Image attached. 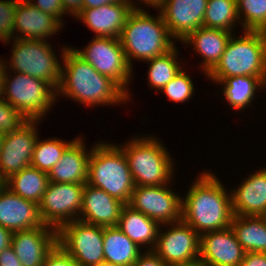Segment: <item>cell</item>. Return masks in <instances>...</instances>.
Masks as SVG:
<instances>
[{
	"label": "cell",
	"mask_w": 266,
	"mask_h": 266,
	"mask_svg": "<svg viewBox=\"0 0 266 266\" xmlns=\"http://www.w3.org/2000/svg\"><path fill=\"white\" fill-rule=\"evenodd\" d=\"M60 51L62 66L57 101L63 96L89 107L128 104L127 94L112 79L97 72L73 48L63 45Z\"/></svg>",
	"instance_id": "obj_1"
},
{
	"label": "cell",
	"mask_w": 266,
	"mask_h": 266,
	"mask_svg": "<svg viewBox=\"0 0 266 266\" xmlns=\"http://www.w3.org/2000/svg\"><path fill=\"white\" fill-rule=\"evenodd\" d=\"M182 198L181 220L199 235L230 227L231 190L211 171H203Z\"/></svg>",
	"instance_id": "obj_2"
},
{
	"label": "cell",
	"mask_w": 266,
	"mask_h": 266,
	"mask_svg": "<svg viewBox=\"0 0 266 266\" xmlns=\"http://www.w3.org/2000/svg\"><path fill=\"white\" fill-rule=\"evenodd\" d=\"M157 15L134 9L123 27L119 39L131 68L133 59L145 62L176 46L159 11Z\"/></svg>",
	"instance_id": "obj_3"
},
{
	"label": "cell",
	"mask_w": 266,
	"mask_h": 266,
	"mask_svg": "<svg viewBox=\"0 0 266 266\" xmlns=\"http://www.w3.org/2000/svg\"><path fill=\"white\" fill-rule=\"evenodd\" d=\"M143 136L138 137L137 134L126 141L124 146L118 145L128 160L135 186L170 184L175 174L174 159L159 138L152 135Z\"/></svg>",
	"instance_id": "obj_4"
},
{
	"label": "cell",
	"mask_w": 266,
	"mask_h": 266,
	"mask_svg": "<svg viewBox=\"0 0 266 266\" xmlns=\"http://www.w3.org/2000/svg\"><path fill=\"white\" fill-rule=\"evenodd\" d=\"M92 146L87 183L128 204L135 184L124 151L113 142L99 141Z\"/></svg>",
	"instance_id": "obj_5"
},
{
	"label": "cell",
	"mask_w": 266,
	"mask_h": 266,
	"mask_svg": "<svg viewBox=\"0 0 266 266\" xmlns=\"http://www.w3.org/2000/svg\"><path fill=\"white\" fill-rule=\"evenodd\" d=\"M231 35L216 66L205 76L218 84L231 76H266V32ZM243 35V36H242Z\"/></svg>",
	"instance_id": "obj_6"
},
{
	"label": "cell",
	"mask_w": 266,
	"mask_h": 266,
	"mask_svg": "<svg viewBox=\"0 0 266 266\" xmlns=\"http://www.w3.org/2000/svg\"><path fill=\"white\" fill-rule=\"evenodd\" d=\"M3 73L1 97L11 104L26 120H40L56 105L57 90L48 82L28 74Z\"/></svg>",
	"instance_id": "obj_7"
},
{
	"label": "cell",
	"mask_w": 266,
	"mask_h": 266,
	"mask_svg": "<svg viewBox=\"0 0 266 266\" xmlns=\"http://www.w3.org/2000/svg\"><path fill=\"white\" fill-rule=\"evenodd\" d=\"M49 41L13 39L11 60L4 61L8 71L28 74L48 82L56 90L61 80V62ZM60 62V63H59ZM8 64V65H7Z\"/></svg>",
	"instance_id": "obj_8"
},
{
	"label": "cell",
	"mask_w": 266,
	"mask_h": 266,
	"mask_svg": "<svg viewBox=\"0 0 266 266\" xmlns=\"http://www.w3.org/2000/svg\"><path fill=\"white\" fill-rule=\"evenodd\" d=\"M72 48L97 72L112 79L127 94L128 102L131 101L128 86L133 80V68L127 61L119 38L93 37L83 50Z\"/></svg>",
	"instance_id": "obj_9"
},
{
	"label": "cell",
	"mask_w": 266,
	"mask_h": 266,
	"mask_svg": "<svg viewBox=\"0 0 266 266\" xmlns=\"http://www.w3.org/2000/svg\"><path fill=\"white\" fill-rule=\"evenodd\" d=\"M60 245L80 266H96L104 261V227L74 220L58 230Z\"/></svg>",
	"instance_id": "obj_10"
},
{
	"label": "cell",
	"mask_w": 266,
	"mask_h": 266,
	"mask_svg": "<svg viewBox=\"0 0 266 266\" xmlns=\"http://www.w3.org/2000/svg\"><path fill=\"white\" fill-rule=\"evenodd\" d=\"M84 184L50 182L39 203L44 224L57 230L65 223L77 220L82 208Z\"/></svg>",
	"instance_id": "obj_11"
},
{
	"label": "cell",
	"mask_w": 266,
	"mask_h": 266,
	"mask_svg": "<svg viewBox=\"0 0 266 266\" xmlns=\"http://www.w3.org/2000/svg\"><path fill=\"white\" fill-rule=\"evenodd\" d=\"M168 185L135 186L128 205L160 225L180 222L182 197Z\"/></svg>",
	"instance_id": "obj_12"
},
{
	"label": "cell",
	"mask_w": 266,
	"mask_h": 266,
	"mask_svg": "<svg viewBox=\"0 0 266 266\" xmlns=\"http://www.w3.org/2000/svg\"><path fill=\"white\" fill-rule=\"evenodd\" d=\"M152 251L169 265L189 262L199 258L200 235L182 220L163 224Z\"/></svg>",
	"instance_id": "obj_13"
},
{
	"label": "cell",
	"mask_w": 266,
	"mask_h": 266,
	"mask_svg": "<svg viewBox=\"0 0 266 266\" xmlns=\"http://www.w3.org/2000/svg\"><path fill=\"white\" fill-rule=\"evenodd\" d=\"M40 120H27L17 130L5 134L0 151V173L8 179L31 165L38 140Z\"/></svg>",
	"instance_id": "obj_14"
},
{
	"label": "cell",
	"mask_w": 266,
	"mask_h": 266,
	"mask_svg": "<svg viewBox=\"0 0 266 266\" xmlns=\"http://www.w3.org/2000/svg\"><path fill=\"white\" fill-rule=\"evenodd\" d=\"M143 10V7L136 2L122 1L113 4H104L97 8L82 9L76 16V20H81L95 37L119 38L123 27L131 12Z\"/></svg>",
	"instance_id": "obj_15"
},
{
	"label": "cell",
	"mask_w": 266,
	"mask_h": 266,
	"mask_svg": "<svg viewBox=\"0 0 266 266\" xmlns=\"http://www.w3.org/2000/svg\"><path fill=\"white\" fill-rule=\"evenodd\" d=\"M57 244V229L45 224L13 232L11 247L22 266H43L47 255Z\"/></svg>",
	"instance_id": "obj_16"
},
{
	"label": "cell",
	"mask_w": 266,
	"mask_h": 266,
	"mask_svg": "<svg viewBox=\"0 0 266 266\" xmlns=\"http://www.w3.org/2000/svg\"><path fill=\"white\" fill-rule=\"evenodd\" d=\"M244 254L231 227L200 235L199 259L205 266H240Z\"/></svg>",
	"instance_id": "obj_17"
},
{
	"label": "cell",
	"mask_w": 266,
	"mask_h": 266,
	"mask_svg": "<svg viewBox=\"0 0 266 266\" xmlns=\"http://www.w3.org/2000/svg\"><path fill=\"white\" fill-rule=\"evenodd\" d=\"M208 0H166L159 9L170 35L183 41L203 26Z\"/></svg>",
	"instance_id": "obj_18"
},
{
	"label": "cell",
	"mask_w": 266,
	"mask_h": 266,
	"mask_svg": "<svg viewBox=\"0 0 266 266\" xmlns=\"http://www.w3.org/2000/svg\"><path fill=\"white\" fill-rule=\"evenodd\" d=\"M62 26L64 24L55 16L41 11L27 0H18L13 27L14 38L47 41V37L51 39L52 35H57Z\"/></svg>",
	"instance_id": "obj_19"
},
{
	"label": "cell",
	"mask_w": 266,
	"mask_h": 266,
	"mask_svg": "<svg viewBox=\"0 0 266 266\" xmlns=\"http://www.w3.org/2000/svg\"><path fill=\"white\" fill-rule=\"evenodd\" d=\"M0 225L12 232L44 226L39 204L23 199L8 187L0 192Z\"/></svg>",
	"instance_id": "obj_20"
},
{
	"label": "cell",
	"mask_w": 266,
	"mask_h": 266,
	"mask_svg": "<svg viewBox=\"0 0 266 266\" xmlns=\"http://www.w3.org/2000/svg\"><path fill=\"white\" fill-rule=\"evenodd\" d=\"M124 205L106 191L85 183L78 220L102 227L117 226Z\"/></svg>",
	"instance_id": "obj_21"
},
{
	"label": "cell",
	"mask_w": 266,
	"mask_h": 266,
	"mask_svg": "<svg viewBox=\"0 0 266 266\" xmlns=\"http://www.w3.org/2000/svg\"><path fill=\"white\" fill-rule=\"evenodd\" d=\"M233 215L266 216V167L249 174L231 191Z\"/></svg>",
	"instance_id": "obj_22"
},
{
	"label": "cell",
	"mask_w": 266,
	"mask_h": 266,
	"mask_svg": "<svg viewBox=\"0 0 266 266\" xmlns=\"http://www.w3.org/2000/svg\"><path fill=\"white\" fill-rule=\"evenodd\" d=\"M85 140L76 137L65 149L61 159L48 172L50 182L85 184L91 149L86 150Z\"/></svg>",
	"instance_id": "obj_23"
},
{
	"label": "cell",
	"mask_w": 266,
	"mask_h": 266,
	"mask_svg": "<svg viewBox=\"0 0 266 266\" xmlns=\"http://www.w3.org/2000/svg\"><path fill=\"white\" fill-rule=\"evenodd\" d=\"M231 33L222 29L199 27L191 32L182 42L183 45H190L198 56H202L200 69L206 76L220 61Z\"/></svg>",
	"instance_id": "obj_24"
},
{
	"label": "cell",
	"mask_w": 266,
	"mask_h": 266,
	"mask_svg": "<svg viewBox=\"0 0 266 266\" xmlns=\"http://www.w3.org/2000/svg\"><path fill=\"white\" fill-rule=\"evenodd\" d=\"M117 227L140 248L147 251L155 248L160 224L128 204L121 210Z\"/></svg>",
	"instance_id": "obj_25"
},
{
	"label": "cell",
	"mask_w": 266,
	"mask_h": 266,
	"mask_svg": "<svg viewBox=\"0 0 266 266\" xmlns=\"http://www.w3.org/2000/svg\"><path fill=\"white\" fill-rule=\"evenodd\" d=\"M218 84L223 85V98L229 103V107L240 112L252 105L254 96L260 89L266 88V76H231Z\"/></svg>",
	"instance_id": "obj_26"
},
{
	"label": "cell",
	"mask_w": 266,
	"mask_h": 266,
	"mask_svg": "<svg viewBox=\"0 0 266 266\" xmlns=\"http://www.w3.org/2000/svg\"><path fill=\"white\" fill-rule=\"evenodd\" d=\"M104 261L119 266H132L143 253L117 226L104 227Z\"/></svg>",
	"instance_id": "obj_27"
},
{
	"label": "cell",
	"mask_w": 266,
	"mask_h": 266,
	"mask_svg": "<svg viewBox=\"0 0 266 266\" xmlns=\"http://www.w3.org/2000/svg\"><path fill=\"white\" fill-rule=\"evenodd\" d=\"M230 227L245 252L266 253V216L233 215Z\"/></svg>",
	"instance_id": "obj_28"
},
{
	"label": "cell",
	"mask_w": 266,
	"mask_h": 266,
	"mask_svg": "<svg viewBox=\"0 0 266 266\" xmlns=\"http://www.w3.org/2000/svg\"><path fill=\"white\" fill-rule=\"evenodd\" d=\"M48 183V174L30 165L11 175L6 187L23 199L39 204Z\"/></svg>",
	"instance_id": "obj_29"
},
{
	"label": "cell",
	"mask_w": 266,
	"mask_h": 266,
	"mask_svg": "<svg viewBox=\"0 0 266 266\" xmlns=\"http://www.w3.org/2000/svg\"><path fill=\"white\" fill-rule=\"evenodd\" d=\"M173 47L164 55L154 57L151 60L146 61L149 63V70L147 73V79L149 80V87L155 89L157 92L172 80L178 72L183 68V64L179 63L178 47Z\"/></svg>",
	"instance_id": "obj_30"
},
{
	"label": "cell",
	"mask_w": 266,
	"mask_h": 266,
	"mask_svg": "<svg viewBox=\"0 0 266 266\" xmlns=\"http://www.w3.org/2000/svg\"><path fill=\"white\" fill-rule=\"evenodd\" d=\"M237 21L239 24L236 0H208L203 27L234 33Z\"/></svg>",
	"instance_id": "obj_31"
},
{
	"label": "cell",
	"mask_w": 266,
	"mask_h": 266,
	"mask_svg": "<svg viewBox=\"0 0 266 266\" xmlns=\"http://www.w3.org/2000/svg\"><path fill=\"white\" fill-rule=\"evenodd\" d=\"M73 141V139L65 141L54 137L44 140L38 138L33 151L31 166L48 174L51 168L61 159L65 149Z\"/></svg>",
	"instance_id": "obj_32"
},
{
	"label": "cell",
	"mask_w": 266,
	"mask_h": 266,
	"mask_svg": "<svg viewBox=\"0 0 266 266\" xmlns=\"http://www.w3.org/2000/svg\"><path fill=\"white\" fill-rule=\"evenodd\" d=\"M236 3L243 31L266 32V0H236Z\"/></svg>",
	"instance_id": "obj_33"
},
{
	"label": "cell",
	"mask_w": 266,
	"mask_h": 266,
	"mask_svg": "<svg viewBox=\"0 0 266 266\" xmlns=\"http://www.w3.org/2000/svg\"><path fill=\"white\" fill-rule=\"evenodd\" d=\"M172 102L184 103L194 95V84L187 71L182 68L161 90Z\"/></svg>",
	"instance_id": "obj_34"
},
{
	"label": "cell",
	"mask_w": 266,
	"mask_h": 266,
	"mask_svg": "<svg viewBox=\"0 0 266 266\" xmlns=\"http://www.w3.org/2000/svg\"><path fill=\"white\" fill-rule=\"evenodd\" d=\"M18 0H0V40L10 44L14 39V20Z\"/></svg>",
	"instance_id": "obj_35"
},
{
	"label": "cell",
	"mask_w": 266,
	"mask_h": 266,
	"mask_svg": "<svg viewBox=\"0 0 266 266\" xmlns=\"http://www.w3.org/2000/svg\"><path fill=\"white\" fill-rule=\"evenodd\" d=\"M27 120L0 96V132L3 134L17 130Z\"/></svg>",
	"instance_id": "obj_36"
},
{
	"label": "cell",
	"mask_w": 266,
	"mask_h": 266,
	"mask_svg": "<svg viewBox=\"0 0 266 266\" xmlns=\"http://www.w3.org/2000/svg\"><path fill=\"white\" fill-rule=\"evenodd\" d=\"M43 266H80L60 245L47 255Z\"/></svg>",
	"instance_id": "obj_37"
},
{
	"label": "cell",
	"mask_w": 266,
	"mask_h": 266,
	"mask_svg": "<svg viewBox=\"0 0 266 266\" xmlns=\"http://www.w3.org/2000/svg\"><path fill=\"white\" fill-rule=\"evenodd\" d=\"M41 11L55 16L62 24L63 16L67 15L64 12V7L61 0H27ZM36 1V2H35Z\"/></svg>",
	"instance_id": "obj_38"
},
{
	"label": "cell",
	"mask_w": 266,
	"mask_h": 266,
	"mask_svg": "<svg viewBox=\"0 0 266 266\" xmlns=\"http://www.w3.org/2000/svg\"><path fill=\"white\" fill-rule=\"evenodd\" d=\"M132 266H169L153 251L143 252Z\"/></svg>",
	"instance_id": "obj_39"
},
{
	"label": "cell",
	"mask_w": 266,
	"mask_h": 266,
	"mask_svg": "<svg viewBox=\"0 0 266 266\" xmlns=\"http://www.w3.org/2000/svg\"><path fill=\"white\" fill-rule=\"evenodd\" d=\"M240 266H266V253L245 252Z\"/></svg>",
	"instance_id": "obj_40"
},
{
	"label": "cell",
	"mask_w": 266,
	"mask_h": 266,
	"mask_svg": "<svg viewBox=\"0 0 266 266\" xmlns=\"http://www.w3.org/2000/svg\"><path fill=\"white\" fill-rule=\"evenodd\" d=\"M0 266H22L11 246L0 253Z\"/></svg>",
	"instance_id": "obj_41"
},
{
	"label": "cell",
	"mask_w": 266,
	"mask_h": 266,
	"mask_svg": "<svg viewBox=\"0 0 266 266\" xmlns=\"http://www.w3.org/2000/svg\"><path fill=\"white\" fill-rule=\"evenodd\" d=\"M64 12L76 16L83 9V0H61Z\"/></svg>",
	"instance_id": "obj_42"
},
{
	"label": "cell",
	"mask_w": 266,
	"mask_h": 266,
	"mask_svg": "<svg viewBox=\"0 0 266 266\" xmlns=\"http://www.w3.org/2000/svg\"><path fill=\"white\" fill-rule=\"evenodd\" d=\"M13 232L0 225V253L11 246Z\"/></svg>",
	"instance_id": "obj_43"
},
{
	"label": "cell",
	"mask_w": 266,
	"mask_h": 266,
	"mask_svg": "<svg viewBox=\"0 0 266 266\" xmlns=\"http://www.w3.org/2000/svg\"><path fill=\"white\" fill-rule=\"evenodd\" d=\"M130 0H83V9L97 8L104 4H113Z\"/></svg>",
	"instance_id": "obj_44"
},
{
	"label": "cell",
	"mask_w": 266,
	"mask_h": 266,
	"mask_svg": "<svg viewBox=\"0 0 266 266\" xmlns=\"http://www.w3.org/2000/svg\"><path fill=\"white\" fill-rule=\"evenodd\" d=\"M138 1L140 2L138 4H141V2L143 3L142 6L145 5L146 7L147 4L148 8L152 7L159 10L164 5L166 0H138Z\"/></svg>",
	"instance_id": "obj_45"
},
{
	"label": "cell",
	"mask_w": 266,
	"mask_h": 266,
	"mask_svg": "<svg viewBox=\"0 0 266 266\" xmlns=\"http://www.w3.org/2000/svg\"><path fill=\"white\" fill-rule=\"evenodd\" d=\"M169 266H205V264L198 258L189 262L171 264Z\"/></svg>",
	"instance_id": "obj_46"
},
{
	"label": "cell",
	"mask_w": 266,
	"mask_h": 266,
	"mask_svg": "<svg viewBox=\"0 0 266 266\" xmlns=\"http://www.w3.org/2000/svg\"><path fill=\"white\" fill-rule=\"evenodd\" d=\"M5 70L4 61L0 58V96L2 95L3 73Z\"/></svg>",
	"instance_id": "obj_47"
},
{
	"label": "cell",
	"mask_w": 266,
	"mask_h": 266,
	"mask_svg": "<svg viewBox=\"0 0 266 266\" xmlns=\"http://www.w3.org/2000/svg\"><path fill=\"white\" fill-rule=\"evenodd\" d=\"M7 179L0 173V192L6 187Z\"/></svg>",
	"instance_id": "obj_48"
},
{
	"label": "cell",
	"mask_w": 266,
	"mask_h": 266,
	"mask_svg": "<svg viewBox=\"0 0 266 266\" xmlns=\"http://www.w3.org/2000/svg\"><path fill=\"white\" fill-rule=\"evenodd\" d=\"M96 266H119V265H115V264H112L110 262H107V261H103L101 263H99L98 265Z\"/></svg>",
	"instance_id": "obj_49"
},
{
	"label": "cell",
	"mask_w": 266,
	"mask_h": 266,
	"mask_svg": "<svg viewBox=\"0 0 266 266\" xmlns=\"http://www.w3.org/2000/svg\"><path fill=\"white\" fill-rule=\"evenodd\" d=\"M4 136H5V134L0 132V151H1V148H2Z\"/></svg>",
	"instance_id": "obj_50"
}]
</instances>
